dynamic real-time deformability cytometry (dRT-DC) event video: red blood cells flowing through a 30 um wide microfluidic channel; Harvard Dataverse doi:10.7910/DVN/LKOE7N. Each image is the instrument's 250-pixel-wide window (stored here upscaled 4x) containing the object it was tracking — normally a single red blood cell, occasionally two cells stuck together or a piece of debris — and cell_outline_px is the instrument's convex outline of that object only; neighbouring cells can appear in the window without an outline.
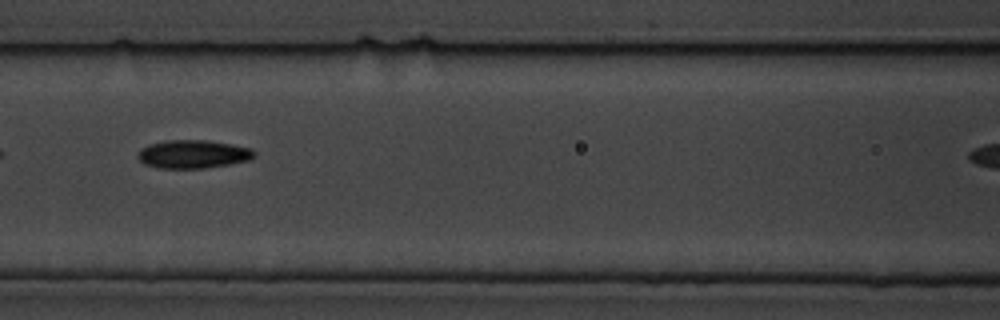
{"species": "common noctule bat (a hibernating species)", "species_latin": "Nyctalus noctula", "temperature_condition": "cold", "stored_images_in_passage": 10, "camera_frame_rate_fps": 3000, "um_per_image_px": 0.085, "animal": {"sex": "male", "body_mass_g": 19.5, "forearm_length_mm": 54.6}, "frame": {"image": 1, "passage_image": 5, "time_ms": 5.0, "image_size_px": [1000, 320], "cell_outline_px": [[256, 156], [248, 160], [228, 164], [204, 168], [160, 168], [144, 164], [136, 156], [136, 152], [140, 148], [148, 144], [168, 140], [208, 140], [232, 144], [252, 148], [256, 152]], "centroid_in_image_um": [16.39, 13.09], "position_along_channel_um": 150.2, "area_um2": 19.36}}
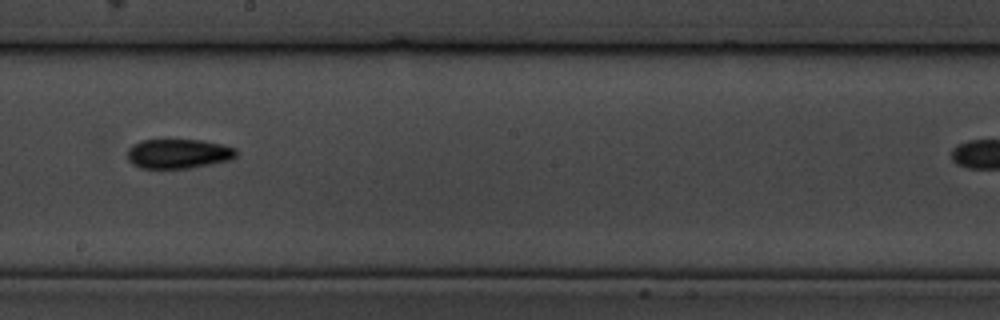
{"frame": {"image": 2, "passage_image": 7, "time_ms": 7.333, "image_size_px": [1000, 320], "cell_outline_px": [[236, 156], [228, 160], [188, 168], [140, 168], [132, 164], [128, 160], [128, 148], [132, 144], [140, 140], [204, 140], [236, 148]], "centroid_in_image_um": [15.11, 13.05], "position_along_channel_um": 233.1, "area_um2": 18.61}}
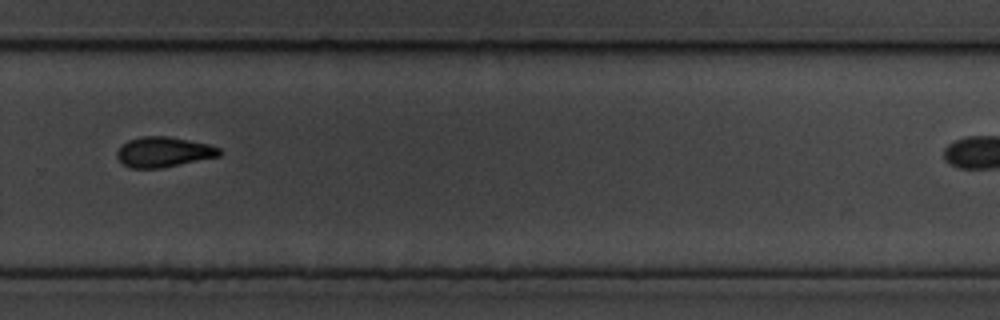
{"frame": {"image": 3, "passage_image": 9, "time_ms": 9.667, "image_size_px": [1000, 320], "cell_outline_px": [[224, 152], [220, 156], [160, 168], [132, 168], [124, 164], [116, 156], [116, 152], [128, 140], [144, 136], [168, 136], [208, 144], [220, 148]], "centroid_in_image_um": [13.94, 12.92], "position_along_channel_um": 315.9, "area_um2": 17.86}}